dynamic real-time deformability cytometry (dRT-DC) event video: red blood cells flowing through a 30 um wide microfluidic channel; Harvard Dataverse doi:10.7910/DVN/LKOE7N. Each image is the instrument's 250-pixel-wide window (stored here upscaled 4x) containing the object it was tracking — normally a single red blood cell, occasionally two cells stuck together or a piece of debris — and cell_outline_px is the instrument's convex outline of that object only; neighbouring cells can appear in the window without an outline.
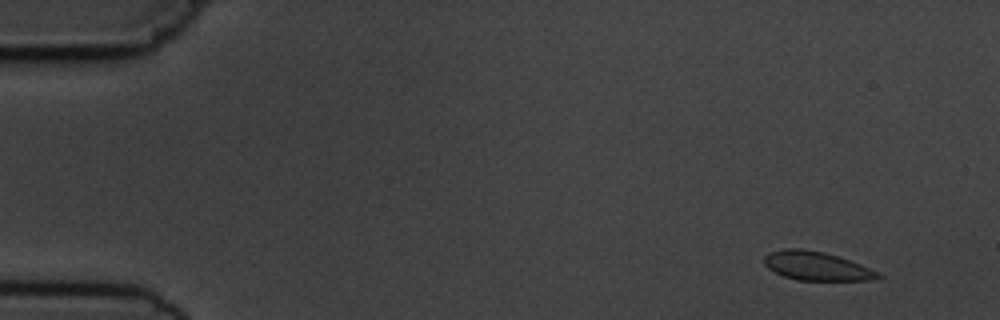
{"species": "common noctule bat (a hibernating species)", "species_latin": "Nyctalus noctula", "temperature_condition": "cold", "stored_images_in_passage": 15, "camera_frame_rate_fps": 3000, "um_per_image_px": 0.085, "animal": {"sex": "male", "body_mass_g": 19.5, "forearm_length_mm": 54.6}, "frame": {"image": 1, "passage_image": 2, "time_ms": 1.0, "image_size_px": [1000, 320], "cell_outline_px": [[884, 276], [868, 280], [796, 280], [784, 276], [768, 268], [764, 264], [764, 256], [768, 252], [784, 248], [800, 248], [824, 252], [860, 264], [880, 272]], "centroid_in_image_um": [69.38, 22.6], "position_along_channel_um": 15.6, "area_um2": 19.02}}
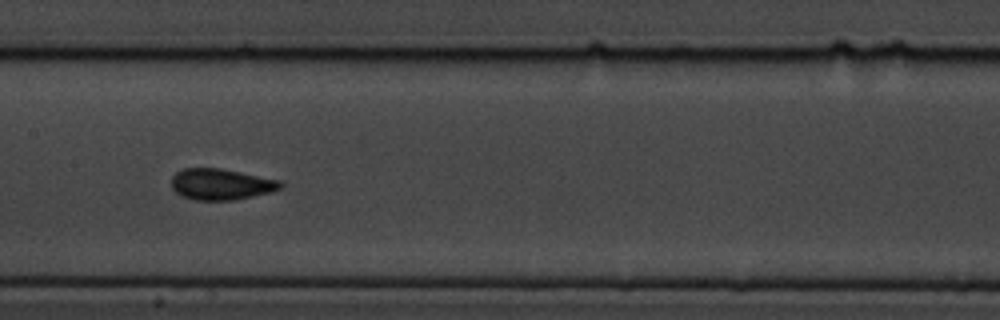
{"frame": {"image": 2, "passage_image": 8, "time_ms": 8.667, "image_size_px": [1000, 320], "cell_outline_px": [[284, 184], [280, 188], [272, 192], [232, 200], [196, 200], [184, 196], [176, 192], [172, 188], [172, 176], [176, 172], [184, 168], [220, 168], [280, 180]], "centroid_in_image_um": [18.79, 15.65], "position_along_channel_um": 188.6, "area_um2": 19.65}}
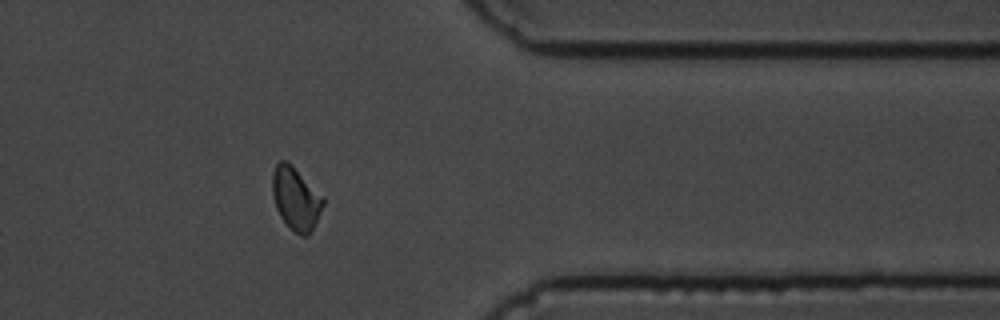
{"frame": {"image": 3, "passage_image": 13, "time_ms": 14.333, "image_size_px": [1000, 320], "cell_outline_px": [[324, 204], [308, 236], [300, 236], [280, 216], [276, 208], [272, 196], [272, 172], [276, 164], [280, 160], [284, 160], [292, 164], [324, 196]], "centroid_in_image_um": [25.14, 16.83], "position_along_channel_um": 386.3, "area_um2": 18.55}, "authors_computed_cell_mechanics": {"area_um2": 19.1318, "velocity_mm_per_s": 3.7134, "shape_relaxation_time_tau1_ms": 1.5344, "shape_relaxation_time_tau2_ms": null, "deformation_change_tau1": 0.0611, "deformation_change_tau2": null}}